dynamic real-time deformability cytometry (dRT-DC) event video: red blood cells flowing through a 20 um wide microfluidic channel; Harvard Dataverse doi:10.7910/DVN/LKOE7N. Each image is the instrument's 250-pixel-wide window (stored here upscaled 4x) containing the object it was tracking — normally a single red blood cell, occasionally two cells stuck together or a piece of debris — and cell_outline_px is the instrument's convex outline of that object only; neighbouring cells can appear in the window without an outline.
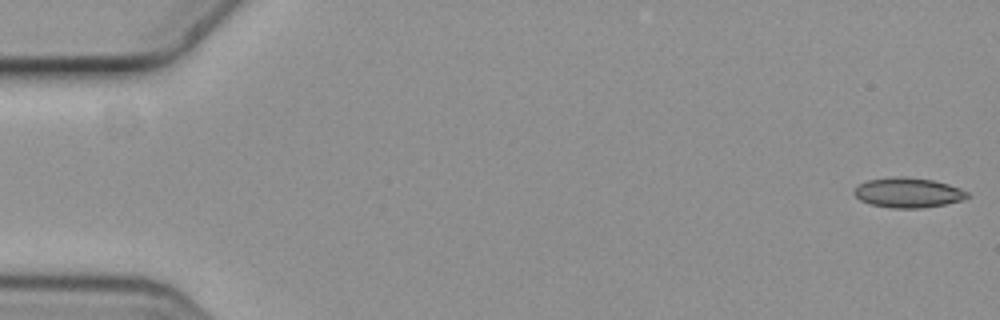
{"species": "common noctule bat (a hibernating species)", "species_latin": "Nyctalus noctula", "temperature_condition": "cold", "stored_images_in_passage": 3, "camera_frame_rate_fps": 3000, "um_per_image_px": 0.085, "animal": {"sex": "female", "body_mass_g": 19.3, "forearm_length_mm": 54.1}, "frame": {"image": 1, "passage_image": 1, "time_ms": 0.0, "image_size_px": [1000, 320], "cell_outline_px": [[972, 196], [960, 200], [944, 204], [920, 208], [892, 208], [872, 204], [860, 200], [852, 192], [860, 184], [868, 180], [892, 176], [904, 176], [932, 180], [948, 184], [960, 188], [968, 192]], "centroid_in_image_um": [77.19, 16.36], "position_along_channel_um": 7.8, "area_um2": 19.65}}